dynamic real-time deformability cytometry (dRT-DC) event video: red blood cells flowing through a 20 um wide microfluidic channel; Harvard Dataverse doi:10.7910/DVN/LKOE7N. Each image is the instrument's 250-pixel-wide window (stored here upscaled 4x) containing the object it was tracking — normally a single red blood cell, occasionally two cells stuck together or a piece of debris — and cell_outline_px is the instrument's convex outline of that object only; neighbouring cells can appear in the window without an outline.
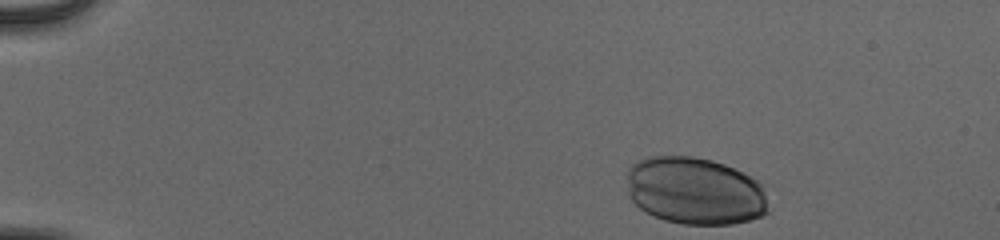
{"species": "human", "species_latin": "Homo sapiens", "temperature_condition": "cold", "stored_images_in_passage": 39, "camera_frame_rate_fps": 3000, "um_per_image_px": 0.085, "donor": {"sex": "male"}, "frame": {"image": 1, "passage_image": 1, "time_ms": 0.0, "image_size_px": [1000, 240], "cell_outline_px": [[772, 208], [768, 212], [752, 220], [732, 224], [684, 224], [664, 220], [652, 216], [644, 212], [628, 196], [628, 168], [632, 164], [644, 156], [692, 156], [712, 160], [724, 164], [744, 172], [764, 184]], "centroid_in_image_um": [59.13, 16.23], "position_along_channel_um": 25.9, "area_um2": 56.76}}
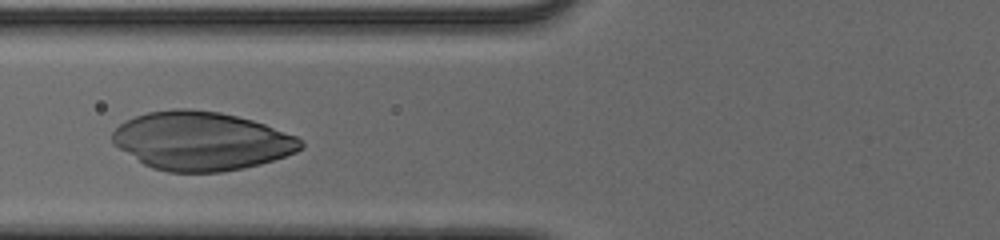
{"frame": {"image": 2, "passage_image": 16, "time_ms": 5.0, "image_size_px": [1000, 240], "cell_outline_px": [[304, 148], [296, 152], [260, 164], [244, 168], [220, 172], [168, 172], [152, 168], [144, 164], [112, 144], [112, 132], [120, 124], [136, 116], [148, 112], [172, 108], [188, 108], [220, 112], [252, 120], [264, 124], [296, 136], [304, 144]], "centroid_in_image_um": [17.1, 11.98], "position_along_channel_um": 108.7, "area_um2": 64.22}}
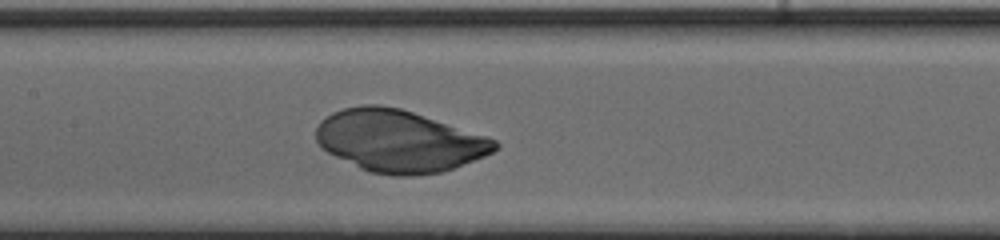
{"frame": {"image": 3, "passage_image": 21, "time_ms": 6.667, "image_size_px": [1000, 240], "cell_outline_px": [[500, 144], [492, 152], [484, 156], [444, 172], [416, 176], [392, 176], [368, 172], [328, 152], [316, 140], [316, 128], [320, 120], [332, 112], [344, 108], [364, 104], [380, 104], [400, 108], [496, 140]], "centroid_in_image_um": [33.88, 12.0], "position_along_channel_um": 173.5, "area_um2": 64.27}}